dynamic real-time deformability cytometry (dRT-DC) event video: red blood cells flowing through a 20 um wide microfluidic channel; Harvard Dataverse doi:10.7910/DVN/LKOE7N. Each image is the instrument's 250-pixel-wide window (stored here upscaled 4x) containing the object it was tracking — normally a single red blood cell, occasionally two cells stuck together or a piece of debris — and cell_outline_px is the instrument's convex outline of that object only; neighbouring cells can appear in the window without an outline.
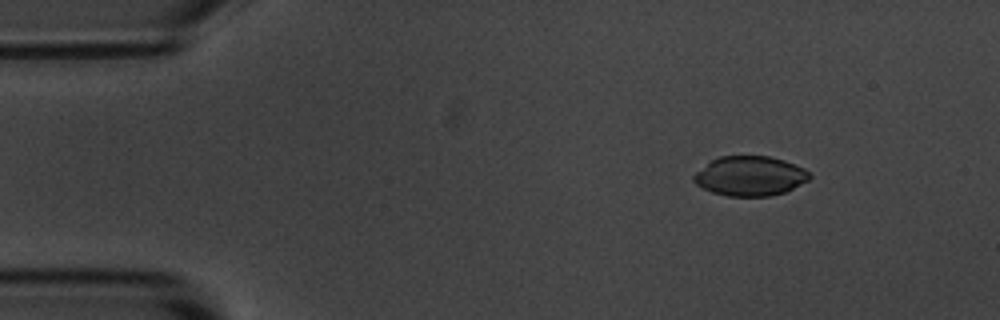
{"species": "common noctule bat (a hibernating species)", "species_latin": "Nyctalus noctula", "temperature_condition": "room temperature", "stored_images_in_passage": 4, "segment_of_instrument_passage": [1, 2], "camera_frame_rate_fps": 3000, "um_per_image_px": 0.085, "animal": {"sex": "male", "body_mass_g": 20.1, "forearm_length_mm": 53.5}, "frame": {"image": 1, "passage_image": 1, "time_ms": 0.0, "image_size_px": [1000, 320], "cell_outline_px": [[812, 176], [808, 180], [784, 192], [772, 196], [728, 196], [712, 192], [696, 184], [692, 180], [692, 176], [696, 172], [712, 160], [720, 156], [768, 156], [784, 160], [804, 168]], "centroid_in_image_um": [63.74, 14.96], "position_along_channel_um": 21.3, "area_um2": 26.59}}